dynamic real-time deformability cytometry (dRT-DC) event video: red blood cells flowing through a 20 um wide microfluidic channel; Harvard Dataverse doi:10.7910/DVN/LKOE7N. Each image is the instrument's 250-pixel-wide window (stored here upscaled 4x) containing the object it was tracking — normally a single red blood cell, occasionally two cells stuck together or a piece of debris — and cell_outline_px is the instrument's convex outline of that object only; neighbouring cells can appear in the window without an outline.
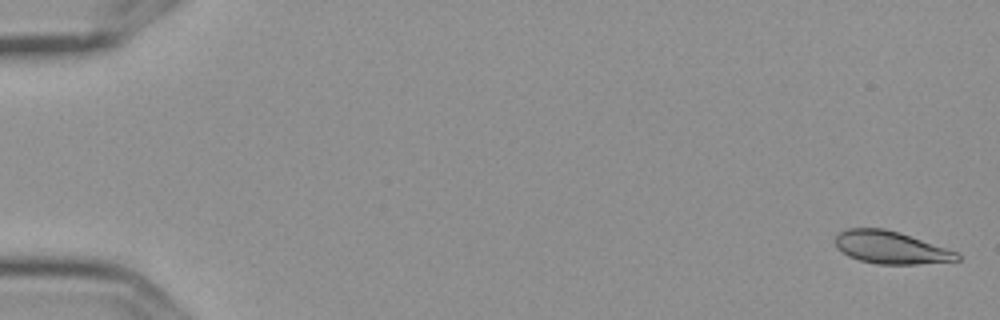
{"species": "Egyptian fruit bat (a non-hibernating species)", "species_latin": "Rousettus aegyptiacus", "temperature_condition": "cold", "stored_images_in_passage": 8, "camera_frame_rate_fps": 3000, "um_per_image_px": 0.085, "frame": {"image": 1, "passage_image": 1, "time_ms": 0.0, "image_size_px": [1000, 320], "cell_outline_px": [[960, 260], [916, 264], [876, 264], [860, 260], [848, 256], [836, 248], [836, 236], [840, 232], [848, 228], [884, 228], [900, 232], [960, 252]], "centroid_in_image_um": [75.74, 21.03], "position_along_channel_um": 9.3, "area_um2": 23.24}}
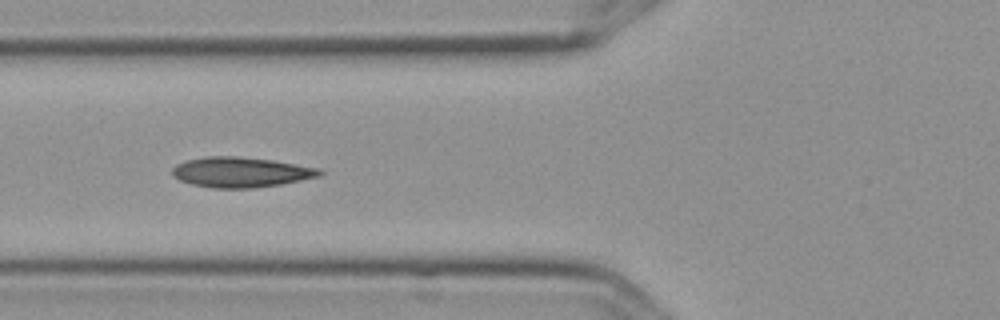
{"frame": {"image": 2, "passage_image": 6, "time_ms": 1.667, "image_size_px": [1000, 320], "cell_outline_px": [[324, 172], [320, 176], [280, 184], [252, 188], [212, 188], [192, 184], [180, 180], [172, 176], [172, 168], [176, 164], [188, 160], [208, 156], [236, 156], [272, 160], [320, 168]], "centroid_in_image_um": [20.46, 14.63], "position_along_channel_um": 105.3, "area_um2": 25.84}}
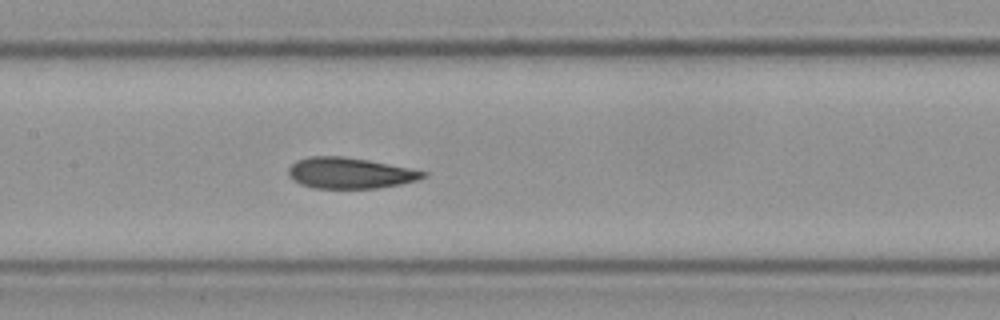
{"frame": {"image": 3, "passage_image": 8, "time_ms": 2.333, "image_size_px": [1000, 320], "cell_outline_px": [[428, 176], [416, 180], [400, 184], [376, 188], [312, 188], [300, 184], [292, 180], [288, 176], [288, 168], [296, 160], [308, 156], [344, 156], [368, 160], [428, 172]], "centroid_in_image_um": [29.69, 14.71], "position_along_channel_um": 177.7, "area_um2": 24.33}}